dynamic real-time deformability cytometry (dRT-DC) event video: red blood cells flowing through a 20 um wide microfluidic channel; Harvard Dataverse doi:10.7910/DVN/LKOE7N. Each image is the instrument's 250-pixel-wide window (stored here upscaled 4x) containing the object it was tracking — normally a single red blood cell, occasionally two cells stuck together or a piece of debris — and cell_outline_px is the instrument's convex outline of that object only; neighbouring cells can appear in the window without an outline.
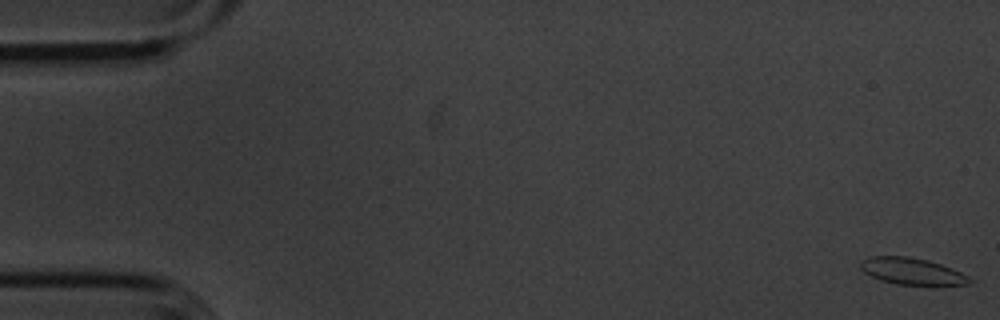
{"species": "common noctule bat (a hibernating species)", "species_latin": "Nyctalus noctula", "temperature_condition": "cold", "stored_images_in_passage": 56, "segment_of_instrument_passage": [1, 2], "camera_frame_rate_fps": 3000, "um_per_image_px": 0.085, "animal": {"sex": "male", "body_mass_g": 20.1, "forearm_length_mm": 53.5}, "frame": {"image": 1, "passage_image": 1, "time_ms": 0.0, "image_size_px": [1000, 320], "cell_outline_px": [[972, 284], [896, 284], [880, 280], [864, 272], [860, 268], [860, 260], [872, 256], [908, 256], [928, 260], [952, 268], [968, 276], [972, 280]], "centroid_in_image_um": [77.48, 23.04], "position_along_channel_um": 7.5, "area_um2": 16.76}}
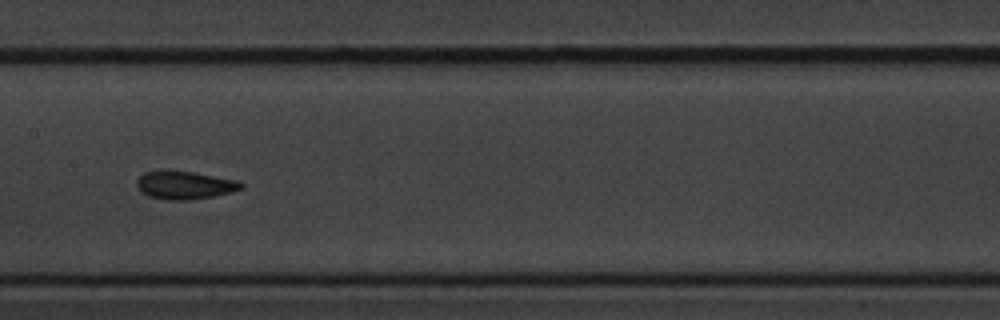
{"frame": {"image": 2, "passage_image": 28, "time_ms": 9.0, "image_size_px": [1000, 320], "cell_outline_px": [[244, 188], [232, 192], [212, 196], [188, 200], [168, 200], [148, 196], [140, 192], [136, 184], [136, 180], [144, 172], [160, 168], [164, 168], [192, 172], [236, 180], [244, 184]], "centroid_in_image_um": [15.63, 15.71], "position_along_channel_um": 191.8, "area_um2": 17.46}}
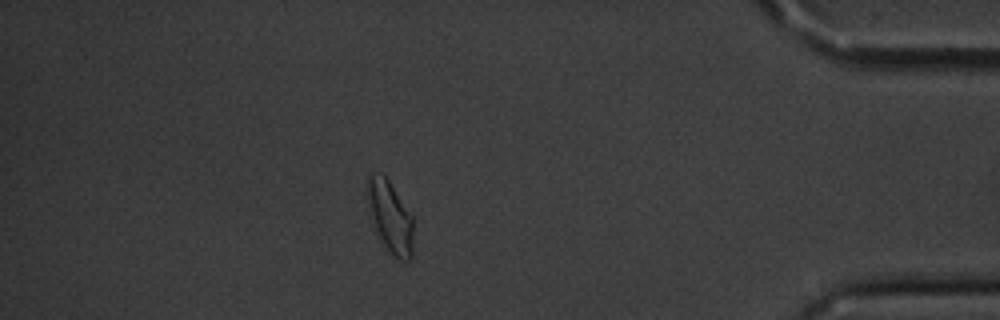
{"frame": {"image": 3, "passage_image": 49, "time_ms": 16.0, "image_size_px": [1000, 320], "cell_outline_px": [[412, 256], [408, 260], [400, 260], [392, 256], [372, 224], [364, 188], [368, 176], [372, 172], [384, 176], [388, 180], [412, 216]], "centroid_in_image_um": [33.11, 18.4], "position_along_channel_um": 402.1, "area_um2": 19.13}}